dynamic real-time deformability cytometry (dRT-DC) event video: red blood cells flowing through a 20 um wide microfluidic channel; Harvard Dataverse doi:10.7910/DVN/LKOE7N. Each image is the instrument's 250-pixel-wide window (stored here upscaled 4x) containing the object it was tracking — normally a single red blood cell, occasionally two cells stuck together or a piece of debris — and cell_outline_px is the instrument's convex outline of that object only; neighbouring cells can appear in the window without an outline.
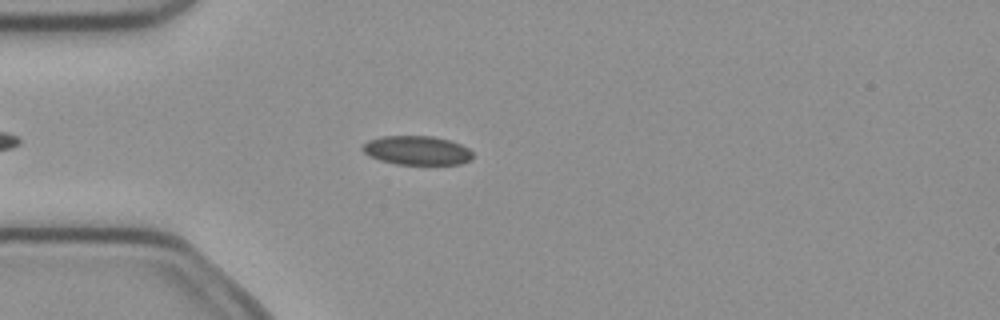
{"species": "common noctule bat (a hibernating species)", "species_latin": "Nyctalus noctula", "temperature_condition": "cold", "stored_images_in_passage": 2, "camera_frame_rate_fps": 3000, "um_per_image_px": 0.085, "animal": {"sex": "female", "body_mass_g": 21.9}, "frame": {"image": 1, "passage_image": 2, "time_ms": 0.333, "image_size_px": [1000, 320], "cell_outline_px": [[472, 160], [460, 164], [396, 164], [380, 160], [368, 156], [360, 148], [368, 140], [380, 136], [432, 136], [448, 140], [460, 144], [468, 148], [472, 152]], "centroid_in_image_um": [35.42, 12.78], "position_along_channel_um": 49.6, "area_um2": 18.67}}